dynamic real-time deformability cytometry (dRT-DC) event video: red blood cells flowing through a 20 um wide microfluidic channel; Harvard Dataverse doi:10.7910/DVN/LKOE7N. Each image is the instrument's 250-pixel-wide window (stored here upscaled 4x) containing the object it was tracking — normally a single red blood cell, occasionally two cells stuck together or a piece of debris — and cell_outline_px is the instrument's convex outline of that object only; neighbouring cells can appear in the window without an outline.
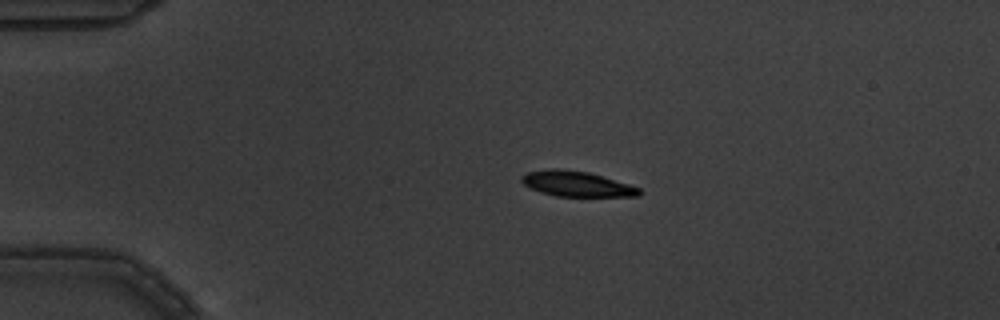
{"species": "common noctule bat (a hibernating species)", "species_latin": "Nyctalus noctula", "temperature_condition": "warm", "stored_images_in_passage": 5, "camera_frame_rate_fps": 3000, "um_per_image_px": 0.085, "animal": {"sex": "male", "body_mass_g": 19.5, "forearm_length_mm": 54.6}, "frame": {"image": 1, "passage_image": 3, "time_ms": 0.667, "image_size_px": [1000, 320], "cell_outline_px": [[640, 196], [556, 196], [540, 192], [524, 184], [520, 180], [520, 176], [528, 172], [548, 168], [560, 168], [588, 172], [628, 184], [640, 188]], "centroid_in_image_um": [48.97, 15.62], "position_along_channel_um": 36.0, "area_um2": 17.22}}